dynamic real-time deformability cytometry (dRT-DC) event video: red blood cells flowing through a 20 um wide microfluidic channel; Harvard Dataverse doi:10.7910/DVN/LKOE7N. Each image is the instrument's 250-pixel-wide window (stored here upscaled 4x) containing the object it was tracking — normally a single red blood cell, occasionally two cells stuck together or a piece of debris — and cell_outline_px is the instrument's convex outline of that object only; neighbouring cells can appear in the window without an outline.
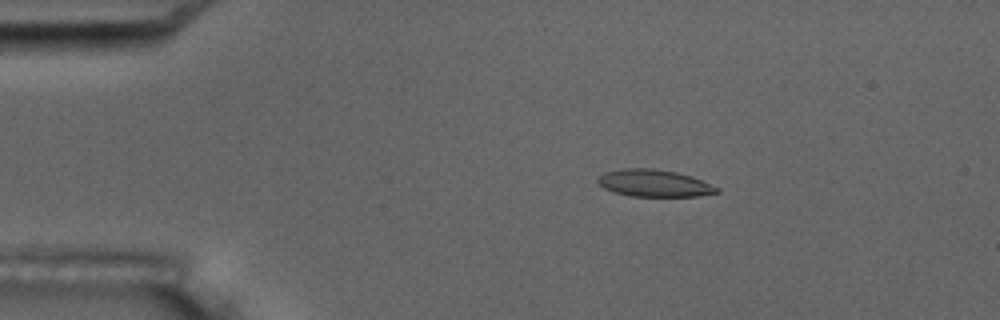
{"species": "common noctule bat (a hibernating species)", "species_latin": "Nyctalus noctula", "temperature_condition": "room temperature", "stored_images_in_passage": 4, "camera_frame_rate_fps": 3000, "um_per_image_px": 0.085, "animal": {"sex": "male", "body_mass_g": 17.5, "forearm_length_mm": 52.3}, "frame": {"image": 1, "passage_image": 2, "time_ms": 1.333, "image_size_px": [1000, 320], "cell_outline_px": [[720, 192], [700, 196], [632, 196], [616, 192], [604, 188], [596, 180], [604, 172], [624, 168], [652, 168], [676, 172], [692, 176], [720, 188]], "centroid_in_image_um": [55.64, 15.57], "position_along_channel_um": 29.4, "area_um2": 18.73}}